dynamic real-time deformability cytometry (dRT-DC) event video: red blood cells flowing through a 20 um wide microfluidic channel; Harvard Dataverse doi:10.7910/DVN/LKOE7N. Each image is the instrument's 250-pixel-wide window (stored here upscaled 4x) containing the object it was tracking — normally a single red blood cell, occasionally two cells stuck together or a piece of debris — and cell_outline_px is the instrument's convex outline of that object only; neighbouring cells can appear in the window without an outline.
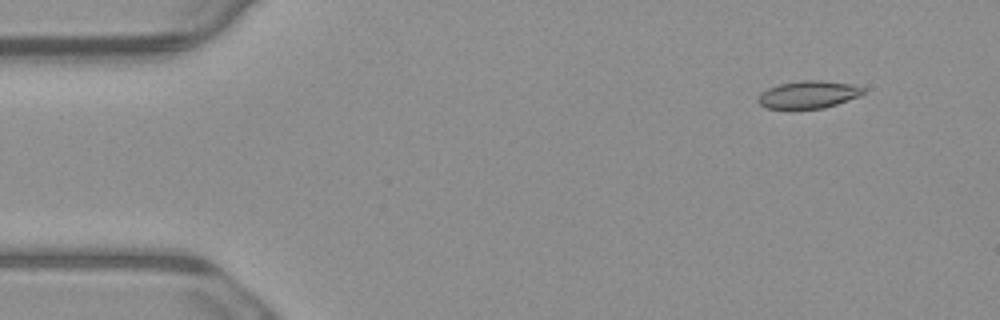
{"species": "common noctule bat (a hibernating species)", "species_latin": "Nyctalus noctula", "temperature_condition": "warm", "stored_images_in_passage": 4, "camera_frame_rate_fps": 3000, "um_per_image_px": 0.085, "animal": {"sex": "male", "body_mass_g": 23.1, "forearm_length_mm": 52.7}, "frame": {"image": 1, "passage_image": 1, "time_ms": 0.0, "image_size_px": [1000, 320], "cell_outline_px": [[864, 92], [860, 96], [824, 108], [764, 108], [756, 100], [760, 92], [768, 88], [780, 84], [804, 80], [820, 80], [852, 84], [864, 88]], "centroid_in_image_um": [68.69, 8.03], "position_along_channel_um": 16.3, "area_um2": 16.76}}
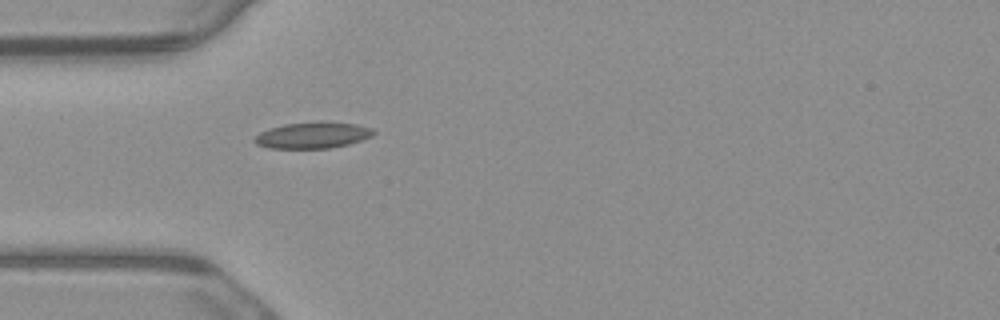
{"frame": {"image": 2, "passage_image": 4, "time_ms": 1.0, "image_size_px": [1000, 320], "cell_outline_px": [[376, 132], [372, 136], [348, 144], [328, 148], [268, 148], [256, 144], [252, 140], [260, 132], [268, 128], [284, 124], [320, 120], [328, 120], [356, 124], [376, 128]], "centroid_in_image_um": [26.6, 11.46], "position_along_channel_um": 58.4, "area_um2": 18.67}}